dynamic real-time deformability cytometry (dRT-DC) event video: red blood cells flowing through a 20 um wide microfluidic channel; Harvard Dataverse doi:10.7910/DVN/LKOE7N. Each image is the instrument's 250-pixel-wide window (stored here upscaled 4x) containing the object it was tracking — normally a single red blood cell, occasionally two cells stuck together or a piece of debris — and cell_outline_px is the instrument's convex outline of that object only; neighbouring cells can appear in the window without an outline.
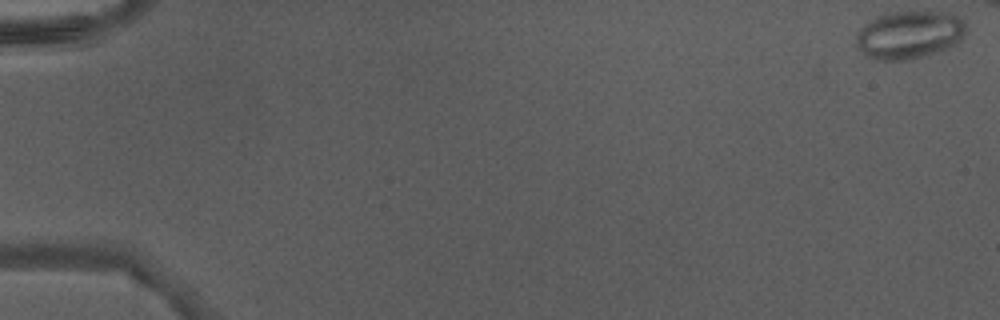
{"species": "Egyptian fruit bat (a non-hibernating species)", "species_latin": "Rousettus aegyptiacus", "temperature_condition": "warm", "stored_images_in_passage": 43, "camera_frame_rate_fps": 3000, "um_per_image_px": 0.085, "animal": {"sex": "male"}, "frame": {"image": 1, "passage_image": 1, "time_ms": 0.0, "image_size_px": [1000, 320], "cell_outline_px": [[964, 36], [956, 44], [948, 48], [924, 56], [908, 60], [876, 60], [864, 56], [856, 44], [856, 32], [864, 24], [880, 16], [896, 12], [948, 12], [964, 20]], "centroid_in_image_um": [77.27, 2.98], "position_along_channel_um": 7.7, "area_um2": 30.58}}
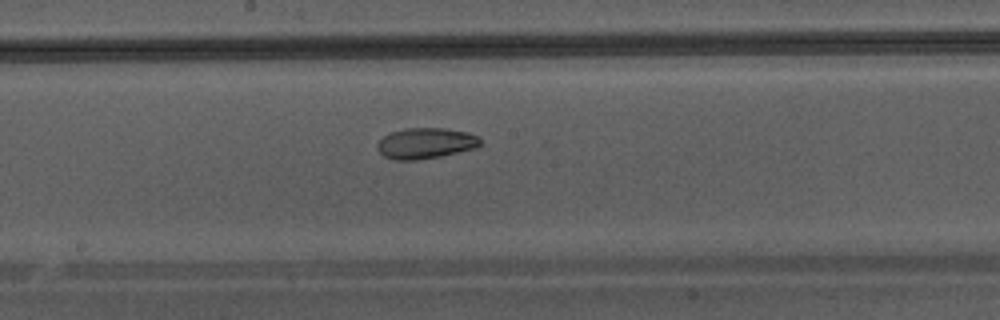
{"frame": {"image": 2, "passage_image": 27, "time_ms": 8.667, "image_size_px": [1000, 320], "cell_outline_px": [[480, 144], [476, 148], [440, 156], [420, 160], [392, 160], [384, 156], [380, 152], [376, 144], [384, 136], [392, 132], [404, 128], [444, 128], [468, 132], [480, 136]], "centroid_in_image_um": [36.19, 12.18], "position_along_channel_um": 212.0, "area_um2": 18.55}}
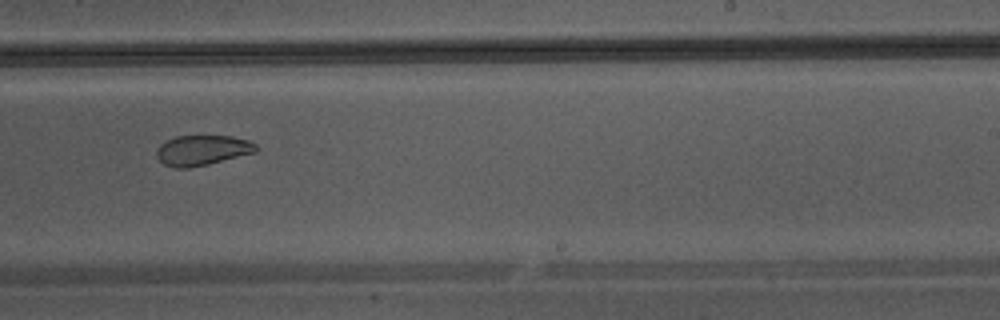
{"frame": {"image": 3, "passage_image": 31, "time_ms": 10.0, "image_size_px": [1000, 320], "cell_outline_px": [[260, 148], [256, 152], [208, 164], [188, 168], [176, 168], [164, 164], [156, 156], [156, 148], [160, 144], [176, 136], [232, 136], [248, 140], [256, 144]], "centroid_in_image_um": [17.2, 12.77], "position_along_channel_um": 271.8, "area_um2": 17.51}}